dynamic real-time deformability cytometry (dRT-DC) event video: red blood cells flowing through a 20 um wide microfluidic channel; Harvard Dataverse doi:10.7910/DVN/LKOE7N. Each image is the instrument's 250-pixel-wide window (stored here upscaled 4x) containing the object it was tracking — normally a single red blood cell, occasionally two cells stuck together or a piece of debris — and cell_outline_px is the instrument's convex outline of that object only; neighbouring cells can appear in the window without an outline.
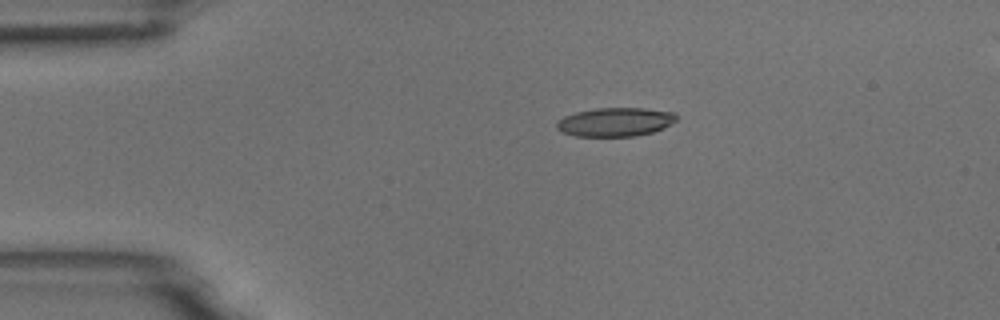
{"species": "common noctule bat (a hibernating species)", "species_latin": "Nyctalus noctula", "temperature_condition": "room temperature", "stored_images_in_passage": 44, "camera_frame_rate_fps": 3000, "um_per_image_px": 0.085, "animal": {"sex": "male", "body_mass_g": 18.8}, "frame": {"image": 1, "passage_image": 1, "time_ms": 0.0, "image_size_px": [1000, 320], "cell_outline_px": [[676, 120], [664, 128], [652, 132], [636, 136], [576, 136], [564, 132], [556, 128], [556, 124], [564, 116], [576, 112], [596, 108], [644, 108], [676, 112]], "centroid_in_image_um": [52.33, 10.36], "position_along_channel_um": 32.7, "area_um2": 20.0}}
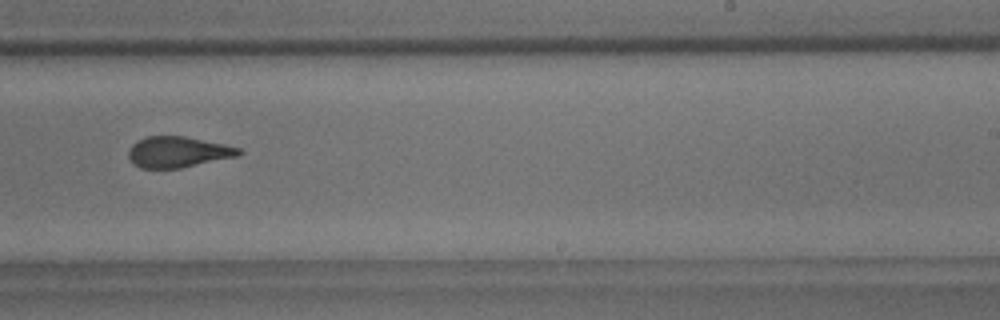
{"frame": {"image": 2, "passage_image": 24, "time_ms": 7.667, "image_size_px": [1000, 320], "cell_outline_px": [[244, 152], [240, 156], [180, 168], [140, 168], [132, 164], [128, 156], [128, 152], [132, 144], [136, 140], [148, 136], [184, 136], [224, 144], [240, 148]], "centroid_in_image_um": [15.13, 12.92], "position_along_channel_um": 273.9, "area_um2": 20.06}}
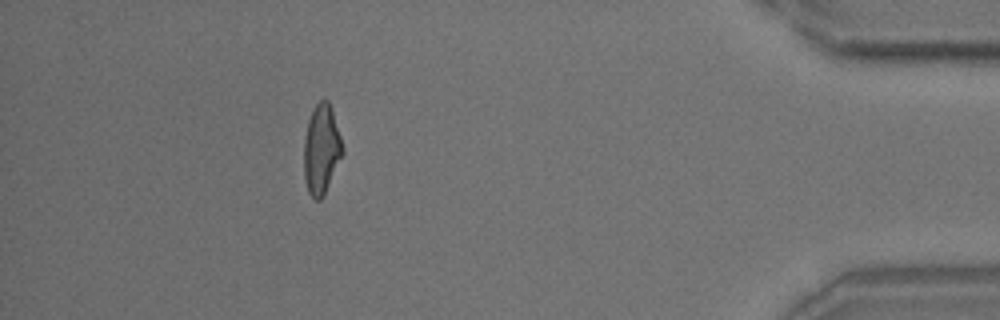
{"frame": {"image": 3, "passage_image": 39, "time_ms": 12.667, "image_size_px": [1000, 320], "cell_outline_px": [[344, 152], [324, 196], [320, 200], [316, 200], [308, 192], [304, 176], [304, 140], [308, 120], [316, 104], [320, 100], [328, 100], [332, 108], [344, 148]], "centroid_in_image_um": [27.33, 12.71], "position_along_channel_um": 407.9, "area_um2": 20.23}, "authors_computed_cell_mechanics": {"area_um2": 20.4612, "velocity_mm_per_s": 3.716, "shape_relaxation_time_tau1_ms": 5.52, "shape_relaxation_time_tau2_ms": 1.8026, "deformation_change_tau1": 0.2047, "deformation_change_tau2": 0.1089}}